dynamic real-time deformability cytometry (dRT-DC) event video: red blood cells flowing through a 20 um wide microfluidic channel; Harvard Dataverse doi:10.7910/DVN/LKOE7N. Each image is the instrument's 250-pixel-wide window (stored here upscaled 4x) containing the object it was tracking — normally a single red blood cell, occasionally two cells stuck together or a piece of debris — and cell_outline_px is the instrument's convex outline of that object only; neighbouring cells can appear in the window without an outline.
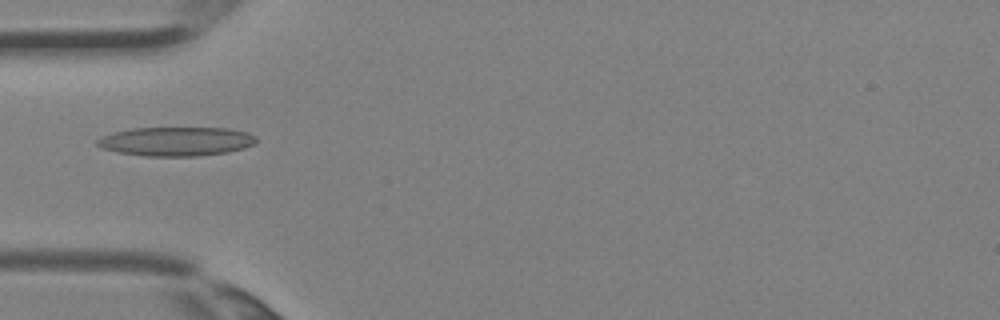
{"species": "Egyptian fruit bat (a non-hibernating species)", "species_latin": "Rousettus aegyptiacus", "temperature_condition": "room temperature", "stored_images_in_passage": 2, "camera_frame_rate_fps": 3000, "um_per_image_px": 0.085, "animal": {"sex": "female"}, "frame": {"image": 1, "passage_image": 2, "time_ms": 0.333, "image_size_px": [1000, 320], "cell_outline_px": [[256, 140], [252, 144], [244, 148], [228, 152], [196, 156], [144, 156], [116, 152], [100, 148], [96, 144], [96, 140], [100, 136], [112, 132], [132, 128], [228, 128], [248, 132], [256, 136]], "centroid_in_image_um": [14.92, 12.02], "position_along_channel_um": 70.1, "area_um2": 27.11}}